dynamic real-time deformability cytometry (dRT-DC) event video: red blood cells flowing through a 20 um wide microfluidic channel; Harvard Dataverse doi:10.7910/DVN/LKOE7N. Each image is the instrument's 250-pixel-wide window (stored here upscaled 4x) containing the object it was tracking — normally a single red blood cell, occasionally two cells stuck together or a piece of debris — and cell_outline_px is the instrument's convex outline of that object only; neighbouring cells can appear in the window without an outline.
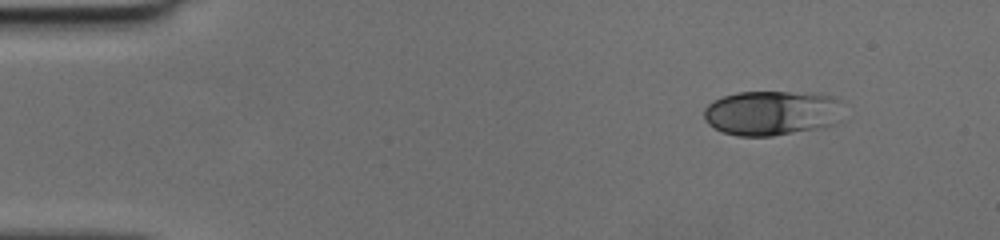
{"species": "human", "species_latin": "Homo sapiens", "temperature_condition": "cold", "stored_images_in_passage": 44, "camera_frame_rate_fps": 3000, "um_per_image_px": 0.085, "donor": {"sex": "female"}, "frame": {"image": 1, "passage_image": 1, "time_ms": 0.0, "image_size_px": [1000, 240], "cell_outline_px": [[840, 100], [832, 124], [816, 128], [772, 136], [736, 136], [720, 132], [708, 124], [704, 120], [704, 108], [708, 104], [724, 96], [736, 92], [788, 92], [836, 96]], "centroid_in_image_um": [65.46, 9.6], "position_along_channel_um": 19.5, "area_um2": 35.72}}
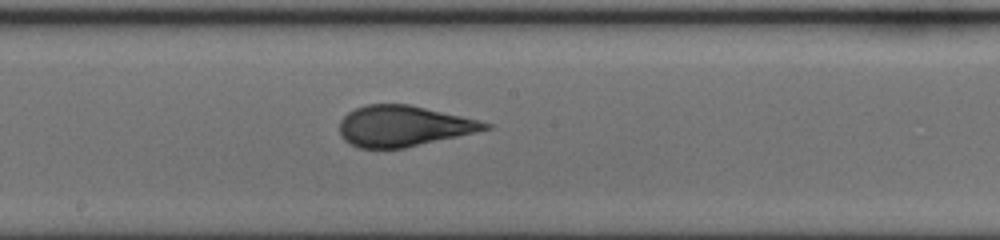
{"frame": {"image": 2, "passage_image": 22, "time_ms": 7.0, "image_size_px": [1000, 240], "cell_outline_px": [[492, 128], [404, 148], [360, 148], [344, 140], [340, 136], [340, 120], [348, 112], [356, 108], [368, 104], [408, 104], [460, 116], [492, 124]], "centroid_in_image_um": [34.24, 10.71], "position_along_channel_um": 214.0, "area_um2": 34.04}}
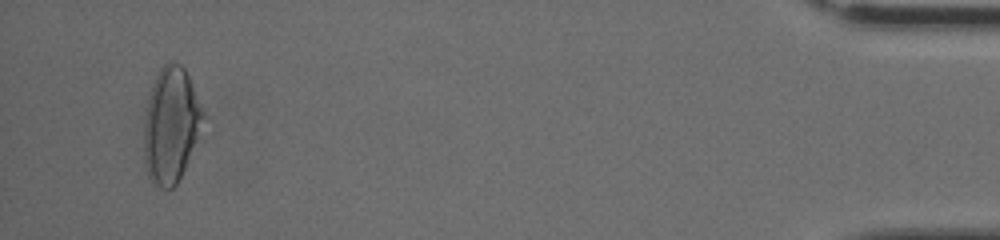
{"frame": {"image": 3, "passage_image": 42, "time_ms": 13.667, "image_size_px": [1000, 240], "cell_outline_px": [[204, 116], [196, 140], [184, 168], [176, 184], [172, 188], [160, 188], [148, 176], [144, 156], [144, 124], [148, 100], [156, 76], [160, 68], [168, 60], [172, 60], [180, 64], [184, 68], [188, 76], [204, 112]], "centroid_in_image_um": [14.51, 10.6], "position_along_channel_um": 420.7, "area_um2": 38.9}}